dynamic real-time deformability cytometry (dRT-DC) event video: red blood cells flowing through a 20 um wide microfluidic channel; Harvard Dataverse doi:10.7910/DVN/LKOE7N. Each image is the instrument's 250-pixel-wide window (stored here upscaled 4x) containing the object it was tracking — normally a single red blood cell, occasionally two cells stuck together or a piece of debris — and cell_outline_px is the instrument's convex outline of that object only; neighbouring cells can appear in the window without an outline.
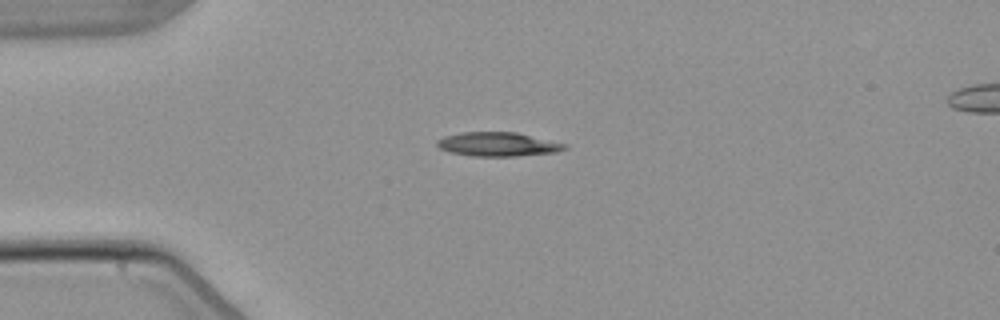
{"species": "common noctule bat (a hibernating species)", "species_latin": "Nyctalus noctula", "temperature_condition": "warm", "stored_images_in_passage": 2, "camera_frame_rate_fps": 3000, "um_per_image_px": 0.085, "animal": {"sex": "male", "body_mass_g": 21.5, "forearm_length_mm": 52.0}, "frame": {"image": 1, "passage_image": 1, "time_ms": 0.0, "image_size_px": [1000, 320], "cell_outline_px": [[568, 148], [556, 152], [516, 156], [472, 156], [448, 152], [440, 148], [436, 144], [436, 140], [444, 136], [460, 132], [516, 132], [568, 144]], "centroid_in_image_um": [42.31, 12.26], "position_along_channel_um": 42.7, "area_um2": 17.98}}